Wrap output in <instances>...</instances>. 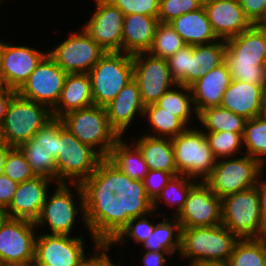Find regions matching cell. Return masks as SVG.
<instances>
[{
	"label": "cell",
	"mask_w": 266,
	"mask_h": 266,
	"mask_svg": "<svg viewBox=\"0 0 266 266\" xmlns=\"http://www.w3.org/2000/svg\"><path fill=\"white\" fill-rule=\"evenodd\" d=\"M84 194L85 219L93 245L109 244L126 226L121 200L103 184H80Z\"/></svg>",
	"instance_id": "obj_1"
},
{
	"label": "cell",
	"mask_w": 266,
	"mask_h": 266,
	"mask_svg": "<svg viewBox=\"0 0 266 266\" xmlns=\"http://www.w3.org/2000/svg\"><path fill=\"white\" fill-rule=\"evenodd\" d=\"M72 188H74L73 190L76 189L77 195L73 193ZM54 190H52L51 195L47 194L40 216L35 221L37 230L47 225L50 230L47 234L71 236L76 226V220L80 218L78 214H81V221L84 222L85 229L87 228L88 230L85 219L84 194L81 185L57 183ZM77 196L78 200L75 199Z\"/></svg>",
	"instance_id": "obj_2"
},
{
	"label": "cell",
	"mask_w": 266,
	"mask_h": 266,
	"mask_svg": "<svg viewBox=\"0 0 266 266\" xmlns=\"http://www.w3.org/2000/svg\"><path fill=\"white\" fill-rule=\"evenodd\" d=\"M81 184H103V187L113 190L121 200L122 214H126V225L131 219L153 211L152 200L146 195L143 181L124 175L107 158H103L93 174Z\"/></svg>",
	"instance_id": "obj_3"
},
{
	"label": "cell",
	"mask_w": 266,
	"mask_h": 266,
	"mask_svg": "<svg viewBox=\"0 0 266 266\" xmlns=\"http://www.w3.org/2000/svg\"><path fill=\"white\" fill-rule=\"evenodd\" d=\"M239 238L223 224L181 228L179 256L189 265L204 261H228Z\"/></svg>",
	"instance_id": "obj_4"
},
{
	"label": "cell",
	"mask_w": 266,
	"mask_h": 266,
	"mask_svg": "<svg viewBox=\"0 0 266 266\" xmlns=\"http://www.w3.org/2000/svg\"><path fill=\"white\" fill-rule=\"evenodd\" d=\"M79 141L89 145L103 158H107L120 138L110 126L103 106L92 105L66 113L59 118Z\"/></svg>",
	"instance_id": "obj_5"
},
{
	"label": "cell",
	"mask_w": 266,
	"mask_h": 266,
	"mask_svg": "<svg viewBox=\"0 0 266 266\" xmlns=\"http://www.w3.org/2000/svg\"><path fill=\"white\" fill-rule=\"evenodd\" d=\"M52 119V110L48 106L25 99L16 93L7 107L1 125L3 140L11 147H18L31 140Z\"/></svg>",
	"instance_id": "obj_6"
},
{
	"label": "cell",
	"mask_w": 266,
	"mask_h": 266,
	"mask_svg": "<svg viewBox=\"0 0 266 266\" xmlns=\"http://www.w3.org/2000/svg\"><path fill=\"white\" fill-rule=\"evenodd\" d=\"M94 105L105 107L133 80V57L106 52L88 72Z\"/></svg>",
	"instance_id": "obj_7"
},
{
	"label": "cell",
	"mask_w": 266,
	"mask_h": 266,
	"mask_svg": "<svg viewBox=\"0 0 266 266\" xmlns=\"http://www.w3.org/2000/svg\"><path fill=\"white\" fill-rule=\"evenodd\" d=\"M232 158V159H231ZM234 158V159H233ZM265 166L247 154L216 161L212 174L205 180L220 199L257 186Z\"/></svg>",
	"instance_id": "obj_8"
},
{
	"label": "cell",
	"mask_w": 266,
	"mask_h": 266,
	"mask_svg": "<svg viewBox=\"0 0 266 266\" xmlns=\"http://www.w3.org/2000/svg\"><path fill=\"white\" fill-rule=\"evenodd\" d=\"M221 210L222 224L239 239L266 237L257 186L222 198Z\"/></svg>",
	"instance_id": "obj_9"
},
{
	"label": "cell",
	"mask_w": 266,
	"mask_h": 266,
	"mask_svg": "<svg viewBox=\"0 0 266 266\" xmlns=\"http://www.w3.org/2000/svg\"><path fill=\"white\" fill-rule=\"evenodd\" d=\"M103 157L79 141L64 126L59 131L56 157L57 183L81 184L90 177Z\"/></svg>",
	"instance_id": "obj_10"
},
{
	"label": "cell",
	"mask_w": 266,
	"mask_h": 266,
	"mask_svg": "<svg viewBox=\"0 0 266 266\" xmlns=\"http://www.w3.org/2000/svg\"><path fill=\"white\" fill-rule=\"evenodd\" d=\"M191 127L172 138L176 168L178 175L205 181L212 174L217 159L204 132L199 127Z\"/></svg>",
	"instance_id": "obj_11"
},
{
	"label": "cell",
	"mask_w": 266,
	"mask_h": 266,
	"mask_svg": "<svg viewBox=\"0 0 266 266\" xmlns=\"http://www.w3.org/2000/svg\"><path fill=\"white\" fill-rule=\"evenodd\" d=\"M106 52L82 28L69 33L48 55L68 74L88 73Z\"/></svg>",
	"instance_id": "obj_12"
},
{
	"label": "cell",
	"mask_w": 266,
	"mask_h": 266,
	"mask_svg": "<svg viewBox=\"0 0 266 266\" xmlns=\"http://www.w3.org/2000/svg\"><path fill=\"white\" fill-rule=\"evenodd\" d=\"M59 118H53L35 136L17 148L22 152L37 176H45L57 183L56 157L59 131L63 127Z\"/></svg>",
	"instance_id": "obj_13"
},
{
	"label": "cell",
	"mask_w": 266,
	"mask_h": 266,
	"mask_svg": "<svg viewBox=\"0 0 266 266\" xmlns=\"http://www.w3.org/2000/svg\"><path fill=\"white\" fill-rule=\"evenodd\" d=\"M133 57V79L137 82L144 106L156 104L177 83L172 79L167 59L141 52Z\"/></svg>",
	"instance_id": "obj_14"
},
{
	"label": "cell",
	"mask_w": 266,
	"mask_h": 266,
	"mask_svg": "<svg viewBox=\"0 0 266 266\" xmlns=\"http://www.w3.org/2000/svg\"><path fill=\"white\" fill-rule=\"evenodd\" d=\"M67 76L68 73L47 54L17 93L52 110L60 99Z\"/></svg>",
	"instance_id": "obj_15"
},
{
	"label": "cell",
	"mask_w": 266,
	"mask_h": 266,
	"mask_svg": "<svg viewBox=\"0 0 266 266\" xmlns=\"http://www.w3.org/2000/svg\"><path fill=\"white\" fill-rule=\"evenodd\" d=\"M39 233L35 241L36 266H78L89 256L83 236Z\"/></svg>",
	"instance_id": "obj_16"
},
{
	"label": "cell",
	"mask_w": 266,
	"mask_h": 266,
	"mask_svg": "<svg viewBox=\"0 0 266 266\" xmlns=\"http://www.w3.org/2000/svg\"><path fill=\"white\" fill-rule=\"evenodd\" d=\"M181 228L211 227L222 224L221 199L205 181L191 189L184 207L176 216Z\"/></svg>",
	"instance_id": "obj_17"
},
{
	"label": "cell",
	"mask_w": 266,
	"mask_h": 266,
	"mask_svg": "<svg viewBox=\"0 0 266 266\" xmlns=\"http://www.w3.org/2000/svg\"><path fill=\"white\" fill-rule=\"evenodd\" d=\"M95 11L83 29L105 52H122L124 14L109 0H94Z\"/></svg>",
	"instance_id": "obj_18"
},
{
	"label": "cell",
	"mask_w": 266,
	"mask_h": 266,
	"mask_svg": "<svg viewBox=\"0 0 266 266\" xmlns=\"http://www.w3.org/2000/svg\"><path fill=\"white\" fill-rule=\"evenodd\" d=\"M36 237L35 222L9 218L0 229L1 262L34 261Z\"/></svg>",
	"instance_id": "obj_19"
},
{
	"label": "cell",
	"mask_w": 266,
	"mask_h": 266,
	"mask_svg": "<svg viewBox=\"0 0 266 266\" xmlns=\"http://www.w3.org/2000/svg\"><path fill=\"white\" fill-rule=\"evenodd\" d=\"M48 54L26 45H12L5 41L0 83L18 91L36 69L41 60Z\"/></svg>",
	"instance_id": "obj_20"
},
{
	"label": "cell",
	"mask_w": 266,
	"mask_h": 266,
	"mask_svg": "<svg viewBox=\"0 0 266 266\" xmlns=\"http://www.w3.org/2000/svg\"><path fill=\"white\" fill-rule=\"evenodd\" d=\"M203 6L219 40L226 41L253 26L238 0H203Z\"/></svg>",
	"instance_id": "obj_21"
},
{
	"label": "cell",
	"mask_w": 266,
	"mask_h": 266,
	"mask_svg": "<svg viewBox=\"0 0 266 266\" xmlns=\"http://www.w3.org/2000/svg\"><path fill=\"white\" fill-rule=\"evenodd\" d=\"M51 182L54 181L48 177L36 176L19 183L13 199L6 209L9 218L35 222L40 216L49 192V185H52Z\"/></svg>",
	"instance_id": "obj_22"
},
{
	"label": "cell",
	"mask_w": 266,
	"mask_h": 266,
	"mask_svg": "<svg viewBox=\"0 0 266 266\" xmlns=\"http://www.w3.org/2000/svg\"><path fill=\"white\" fill-rule=\"evenodd\" d=\"M104 108L110 126L120 137H124L125 130L134 123L135 117L143 119L144 115L145 106L137 82L134 79L130 81Z\"/></svg>",
	"instance_id": "obj_23"
},
{
	"label": "cell",
	"mask_w": 266,
	"mask_h": 266,
	"mask_svg": "<svg viewBox=\"0 0 266 266\" xmlns=\"http://www.w3.org/2000/svg\"><path fill=\"white\" fill-rule=\"evenodd\" d=\"M232 77L226 62L206 72L193 83L190 88L192 92L193 105L198 114L200 111L220 106L225 90L230 86Z\"/></svg>",
	"instance_id": "obj_24"
},
{
	"label": "cell",
	"mask_w": 266,
	"mask_h": 266,
	"mask_svg": "<svg viewBox=\"0 0 266 266\" xmlns=\"http://www.w3.org/2000/svg\"><path fill=\"white\" fill-rule=\"evenodd\" d=\"M263 89L262 85L232 80L220 106L246 119L263 115Z\"/></svg>",
	"instance_id": "obj_25"
},
{
	"label": "cell",
	"mask_w": 266,
	"mask_h": 266,
	"mask_svg": "<svg viewBox=\"0 0 266 266\" xmlns=\"http://www.w3.org/2000/svg\"><path fill=\"white\" fill-rule=\"evenodd\" d=\"M159 20L143 14L124 15L122 31V52L134 55L148 52Z\"/></svg>",
	"instance_id": "obj_26"
},
{
	"label": "cell",
	"mask_w": 266,
	"mask_h": 266,
	"mask_svg": "<svg viewBox=\"0 0 266 266\" xmlns=\"http://www.w3.org/2000/svg\"><path fill=\"white\" fill-rule=\"evenodd\" d=\"M94 105L88 73L68 74L60 99L52 109L53 118Z\"/></svg>",
	"instance_id": "obj_27"
},
{
	"label": "cell",
	"mask_w": 266,
	"mask_h": 266,
	"mask_svg": "<svg viewBox=\"0 0 266 266\" xmlns=\"http://www.w3.org/2000/svg\"><path fill=\"white\" fill-rule=\"evenodd\" d=\"M169 23L186 45L209 44L219 40L212 29L204 6L174 18Z\"/></svg>",
	"instance_id": "obj_28"
},
{
	"label": "cell",
	"mask_w": 266,
	"mask_h": 266,
	"mask_svg": "<svg viewBox=\"0 0 266 266\" xmlns=\"http://www.w3.org/2000/svg\"><path fill=\"white\" fill-rule=\"evenodd\" d=\"M266 28L253 25L250 29L226 40L225 58L265 61Z\"/></svg>",
	"instance_id": "obj_29"
},
{
	"label": "cell",
	"mask_w": 266,
	"mask_h": 266,
	"mask_svg": "<svg viewBox=\"0 0 266 266\" xmlns=\"http://www.w3.org/2000/svg\"><path fill=\"white\" fill-rule=\"evenodd\" d=\"M133 143L141 151L149 170H160L172 173L174 176L178 175L172 139L144 134L136 141L134 139Z\"/></svg>",
	"instance_id": "obj_30"
},
{
	"label": "cell",
	"mask_w": 266,
	"mask_h": 266,
	"mask_svg": "<svg viewBox=\"0 0 266 266\" xmlns=\"http://www.w3.org/2000/svg\"><path fill=\"white\" fill-rule=\"evenodd\" d=\"M130 143V144H129ZM120 137L111 149L107 159L114 164L124 175L133 180L143 181L149 172L141 151L134 144Z\"/></svg>",
	"instance_id": "obj_31"
},
{
	"label": "cell",
	"mask_w": 266,
	"mask_h": 266,
	"mask_svg": "<svg viewBox=\"0 0 266 266\" xmlns=\"http://www.w3.org/2000/svg\"><path fill=\"white\" fill-rule=\"evenodd\" d=\"M226 41L218 40L209 44L194 45L190 55L188 87L199 80L204 73L225 62Z\"/></svg>",
	"instance_id": "obj_32"
},
{
	"label": "cell",
	"mask_w": 266,
	"mask_h": 266,
	"mask_svg": "<svg viewBox=\"0 0 266 266\" xmlns=\"http://www.w3.org/2000/svg\"><path fill=\"white\" fill-rule=\"evenodd\" d=\"M163 217L162 221L155 225L151 235L141 244L143 249L148 251H167L175 255L180 250L181 226L176 217Z\"/></svg>",
	"instance_id": "obj_33"
},
{
	"label": "cell",
	"mask_w": 266,
	"mask_h": 266,
	"mask_svg": "<svg viewBox=\"0 0 266 266\" xmlns=\"http://www.w3.org/2000/svg\"><path fill=\"white\" fill-rule=\"evenodd\" d=\"M203 132L244 133L247 119L221 106L209 107L197 114Z\"/></svg>",
	"instance_id": "obj_34"
},
{
	"label": "cell",
	"mask_w": 266,
	"mask_h": 266,
	"mask_svg": "<svg viewBox=\"0 0 266 266\" xmlns=\"http://www.w3.org/2000/svg\"><path fill=\"white\" fill-rule=\"evenodd\" d=\"M143 118L147 119L149 130L152 132L144 134L152 137L172 139L188 128L179 117L161 108L157 103L145 106Z\"/></svg>",
	"instance_id": "obj_35"
},
{
	"label": "cell",
	"mask_w": 266,
	"mask_h": 266,
	"mask_svg": "<svg viewBox=\"0 0 266 266\" xmlns=\"http://www.w3.org/2000/svg\"><path fill=\"white\" fill-rule=\"evenodd\" d=\"M157 104L179 117L188 127L194 115L197 120L191 88L188 86L176 84L158 100Z\"/></svg>",
	"instance_id": "obj_36"
},
{
	"label": "cell",
	"mask_w": 266,
	"mask_h": 266,
	"mask_svg": "<svg viewBox=\"0 0 266 266\" xmlns=\"http://www.w3.org/2000/svg\"><path fill=\"white\" fill-rule=\"evenodd\" d=\"M198 182L193 178L185 175H176L171 178L168 184L162 189L158 196L152 201L153 211L156 214V209L159 208V204L165 203V206L173 208V216L176 217L181 209L184 207V203L187 200V196L190 189Z\"/></svg>",
	"instance_id": "obj_37"
},
{
	"label": "cell",
	"mask_w": 266,
	"mask_h": 266,
	"mask_svg": "<svg viewBox=\"0 0 266 266\" xmlns=\"http://www.w3.org/2000/svg\"><path fill=\"white\" fill-rule=\"evenodd\" d=\"M228 262L230 266H266V237L239 239Z\"/></svg>",
	"instance_id": "obj_38"
},
{
	"label": "cell",
	"mask_w": 266,
	"mask_h": 266,
	"mask_svg": "<svg viewBox=\"0 0 266 266\" xmlns=\"http://www.w3.org/2000/svg\"><path fill=\"white\" fill-rule=\"evenodd\" d=\"M244 154L259 160L266 166V116L247 119L243 134Z\"/></svg>",
	"instance_id": "obj_39"
},
{
	"label": "cell",
	"mask_w": 266,
	"mask_h": 266,
	"mask_svg": "<svg viewBox=\"0 0 266 266\" xmlns=\"http://www.w3.org/2000/svg\"><path fill=\"white\" fill-rule=\"evenodd\" d=\"M185 45L186 43L182 37L170 23L159 22L148 53L159 58L168 59Z\"/></svg>",
	"instance_id": "obj_40"
},
{
	"label": "cell",
	"mask_w": 266,
	"mask_h": 266,
	"mask_svg": "<svg viewBox=\"0 0 266 266\" xmlns=\"http://www.w3.org/2000/svg\"><path fill=\"white\" fill-rule=\"evenodd\" d=\"M232 80L266 85L265 61L238 60V58H225Z\"/></svg>",
	"instance_id": "obj_41"
},
{
	"label": "cell",
	"mask_w": 266,
	"mask_h": 266,
	"mask_svg": "<svg viewBox=\"0 0 266 266\" xmlns=\"http://www.w3.org/2000/svg\"><path fill=\"white\" fill-rule=\"evenodd\" d=\"M215 158L237 156L243 151V134L232 132H204Z\"/></svg>",
	"instance_id": "obj_42"
},
{
	"label": "cell",
	"mask_w": 266,
	"mask_h": 266,
	"mask_svg": "<svg viewBox=\"0 0 266 266\" xmlns=\"http://www.w3.org/2000/svg\"><path fill=\"white\" fill-rule=\"evenodd\" d=\"M154 211L140 217H136L131 219L127 225L119 232V234L109 243V245L117 246L118 244H125L128 241V238H131L134 243L141 244L143 243L153 232L155 223H151L150 220H148V217L151 216H161L164 213H157L156 215H153ZM122 242V243H121Z\"/></svg>",
	"instance_id": "obj_43"
},
{
	"label": "cell",
	"mask_w": 266,
	"mask_h": 266,
	"mask_svg": "<svg viewBox=\"0 0 266 266\" xmlns=\"http://www.w3.org/2000/svg\"><path fill=\"white\" fill-rule=\"evenodd\" d=\"M3 174L18 184L37 176L17 147H13L8 152Z\"/></svg>",
	"instance_id": "obj_44"
},
{
	"label": "cell",
	"mask_w": 266,
	"mask_h": 266,
	"mask_svg": "<svg viewBox=\"0 0 266 266\" xmlns=\"http://www.w3.org/2000/svg\"><path fill=\"white\" fill-rule=\"evenodd\" d=\"M203 6V0H160L158 20L169 23L185 13L193 12Z\"/></svg>",
	"instance_id": "obj_45"
},
{
	"label": "cell",
	"mask_w": 266,
	"mask_h": 266,
	"mask_svg": "<svg viewBox=\"0 0 266 266\" xmlns=\"http://www.w3.org/2000/svg\"><path fill=\"white\" fill-rule=\"evenodd\" d=\"M192 52L193 45H185L167 59L170 75L177 84L188 86V70Z\"/></svg>",
	"instance_id": "obj_46"
},
{
	"label": "cell",
	"mask_w": 266,
	"mask_h": 266,
	"mask_svg": "<svg viewBox=\"0 0 266 266\" xmlns=\"http://www.w3.org/2000/svg\"><path fill=\"white\" fill-rule=\"evenodd\" d=\"M124 15L143 14L158 18L160 0H109Z\"/></svg>",
	"instance_id": "obj_47"
},
{
	"label": "cell",
	"mask_w": 266,
	"mask_h": 266,
	"mask_svg": "<svg viewBox=\"0 0 266 266\" xmlns=\"http://www.w3.org/2000/svg\"><path fill=\"white\" fill-rule=\"evenodd\" d=\"M174 175L160 170H149L143 179L146 195L153 201Z\"/></svg>",
	"instance_id": "obj_48"
},
{
	"label": "cell",
	"mask_w": 266,
	"mask_h": 266,
	"mask_svg": "<svg viewBox=\"0 0 266 266\" xmlns=\"http://www.w3.org/2000/svg\"><path fill=\"white\" fill-rule=\"evenodd\" d=\"M246 17L253 25H258L266 14V0H238Z\"/></svg>",
	"instance_id": "obj_49"
},
{
	"label": "cell",
	"mask_w": 266,
	"mask_h": 266,
	"mask_svg": "<svg viewBox=\"0 0 266 266\" xmlns=\"http://www.w3.org/2000/svg\"><path fill=\"white\" fill-rule=\"evenodd\" d=\"M111 246L109 244L99 243L94 246L93 255L85 257L84 260L78 266H109L113 261L111 260L109 249Z\"/></svg>",
	"instance_id": "obj_50"
},
{
	"label": "cell",
	"mask_w": 266,
	"mask_h": 266,
	"mask_svg": "<svg viewBox=\"0 0 266 266\" xmlns=\"http://www.w3.org/2000/svg\"><path fill=\"white\" fill-rule=\"evenodd\" d=\"M18 183L11 180L9 177L0 174V207L7 209L11 203L14 193L17 190Z\"/></svg>",
	"instance_id": "obj_51"
},
{
	"label": "cell",
	"mask_w": 266,
	"mask_h": 266,
	"mask_svg": "<svg viewBox=\"0 0 266 266\" xmlns=\"http://www.w3.org/2000/svg\"><path fill=\"white\" fill-rule=\"evenodd\" d=\"M172 256L167 251H148L145 250L141 263L143 266H168L167 257Z\"/></svg>",
	"instance_id": "obj_52"
},
{
	"label": "cell",
	"mask_w": 266,
	"mask_h": 266,
	"mask_svg": "<svg viewBox=\"0 0 266 266\" xmlns=\"http://www.w3.org/2000/svg\"><path fill=\"white\" fill-rule=\"evenodd\" d=\"M17 93V91L8 88L7 86L0 83V126L3 123L7 107L12 99V97Z\"/></svg>",
	"instance_id": "obj_53"
},
{
	"label": "cell",
	"mask_w": 266,
	"mask_h": 266,
	"mask_svg": "<svg viewBox=\"0 0 266 266\" xmlns=\"http://www.w3.org/2000/svg\"><path fill=\"white\" fill-rule=\"evenodd\" d=\"M264 177L260 176L259 182L257 184L258 194L260 199V210H261V217L264 229L266 230V179H261ZM263 180V181H262Z\"/></svg>",
	"instance_id": "obj_54"
},
{
	"label": "cell",
	"mask_w": 266,
	"mask_h": 266,
	"mask_svg": "<svg viewBox=\"0 0 266 266\" xmlns=\"http://www.w3.org/2000/svg\"><path fill=\"white\" fill-rule=\"evenodd\" d=\"M13 147L7 145L5 142L0 145V174L3 173L4 169V164L7 158L8 152L12 149Z\"/></svg>",
	"instance_id": "obj_55"
},
{
	"label": "cell",
	"mask_w": 266,
	"mask_h": 266,
	"mask_svg": "<svg viewBox=\"0 0 266 266\" xmlns=\"http://www.w3.org/2000/svg\"><path fill=\"white\" fill-rule=\"evenodd\" d=\"M189 266H230V264L228 261H204L190 264Z\"/></svg>",
	"instance_id": "obj_56"
},
{
	"label": "cell",
	"mask_w": 266,
	"mask_h": 266,
	"mask_svg": "<svg viewBox=\"0 0 266 266\" xmlns=\"http://www.w3.org/2000/svg\"><path fill=\"white\" fill-rule=\"evenodd\" d=\"M1 266H36L34 261L27 262H6L2 263Z\"/></svg>",
	"instance_id": "obj_57"
},
{
	"label": "cell",
	"mask_w": 266,
	"mask_h": 266,
	"mask_svg": "<svg viewBox=\"0 0 266 266\" xmlns=\"http://www.w3.org/2000/svg\"><path fill=\"white\" fill-rule=\"evenodd\" d=\"M8 219H9L8 212L6 211V209L0 207V229Z\"/></svg>",
	"instance_id": "obj_58"
},
{
	"label": "cell",
	"mask_w": 266,
	"mask_h": 266,
	"mask_svg": "<svg viewBox=\"0 0 266 266\" xmlns=\"http://www.w3.org/2000/svg\"><path fill=\"white\" fill-rule=\"evenodd\" d=\"M4 51H5V42L0 40V72H1Z\"/></svg>",
	"instance_id": "obj_59"
},
{
	"label": "cell",
	"mask_w": 266,
	"mask_h": 266,
	"mask_svg": "<svg viewBox=\"0 0 266 266\" xmlns=\"http://www.w3.org/2000/svg\"><path fill=\"white\" fill-rule=\"evenodd\" d=\"M263 115L266 116V85L263 89Z\"/></svg>",
	"instance_id": "obj_60"
},
{
	"label": "cell",
	"mask_w": 266,
	"mask_h": 266,
	"mask_svg": "<svg viewBox=\"0 0 266 266\" xmlns=\"http://www.w3.org/2000/svg\"><path fill=\"white\" fill-rule=\"evenodd\" d=\"M258 25L266 28V14L264 16V19Z\"/></svg>",
	"instance_id": "obj_61"
},
{
	"label": "cell",
	"mask_w": 266,
	"mask_h": 266,
	"mask_svg": "<svg viewBox=\"0 0 266 266\" xmlns=\"http://www.w3.org/2000/svg\"><path fill=\"white\" fill-rule=\"evenodd\" d=\"M3 143H4V140H3V135H2V129L0 126V145H2Z\"/></svg>",
	"instance_id": "obj_62"
},
{
	"label": "cell",
	"mask_w": 266,
	"mask_h": 266,
	"mask_svg": "<svg viewBox=\"0 0 266 266\" xmlns=\"http://www.w3.org/2000/svg\"><path fill=\"white\" fill-rule=\"evenodd\" d=\"M109 266H117V265L112 262Z\"/></svg>",
	"instance_id": "obj_63"
}]
</instances>
